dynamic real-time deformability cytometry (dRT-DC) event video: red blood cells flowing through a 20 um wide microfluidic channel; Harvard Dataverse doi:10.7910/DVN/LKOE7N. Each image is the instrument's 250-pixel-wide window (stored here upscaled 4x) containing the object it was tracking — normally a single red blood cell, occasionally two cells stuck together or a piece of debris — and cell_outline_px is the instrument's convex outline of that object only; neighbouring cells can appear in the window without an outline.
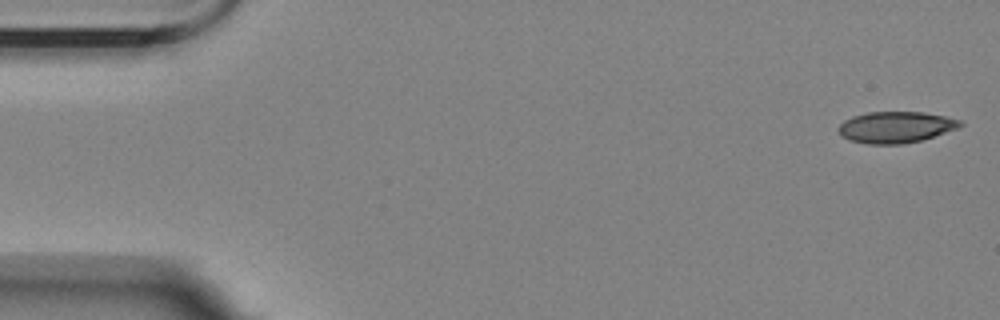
{"species": "Egyptian fruit bat (a non-hibernating species)", "species_latin": "Rousettus aegyptiacus", "temperature_condition": "room temperature", "stored_images_in_passage": 5, "camera_frame_rate_fps": 3000, "um_per_image_px": 0.085, "animal": {"sex": "female"}, "frame": {"image": 1, "passage_image": 1, "time_ms": 0.0, "image_size_px": [1000, 320], "cell_outline_px": [[964, 124], [960, 128], [920, 140], [900, 144], [868, 144], [848, 140], [840, 136], [836, 128], [844, 120], [852, 116], [868, 112], [924, 112], [944, 116], [960, 120]], "centroid_in_image_um": [76.1, 10.81], "position_along_channel_um": 8.9, "area_um2": 22.37}}
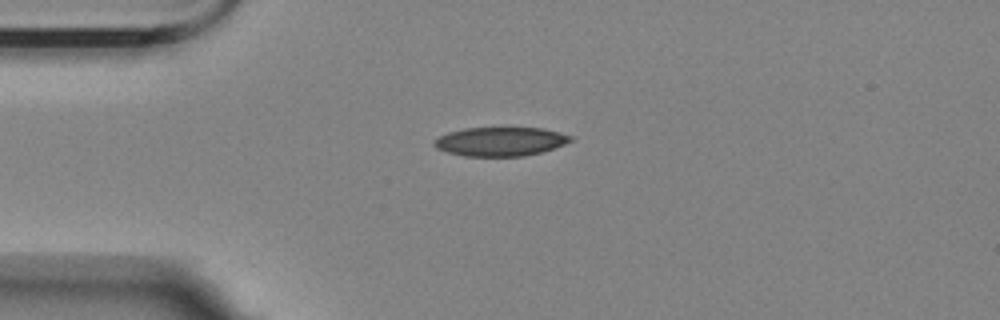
{"frame": {"image": 2, "passage_image": 4, "time_ms": 4.0, "image_size_px": [1000, 320], "cell_outline_px": [[572, 140], [564, 144], [540, 152], [524, 156], [464, 156], [448, 152], [436, 148], [432, 144], [432, 140], [448, 132], [464, 128], [544, 128], [560, 132], [572, 136]], "centroid_in_image_um": [42.5, 12.02], "position_along_channel_um": 42.5, "area_um2": 22.95}}